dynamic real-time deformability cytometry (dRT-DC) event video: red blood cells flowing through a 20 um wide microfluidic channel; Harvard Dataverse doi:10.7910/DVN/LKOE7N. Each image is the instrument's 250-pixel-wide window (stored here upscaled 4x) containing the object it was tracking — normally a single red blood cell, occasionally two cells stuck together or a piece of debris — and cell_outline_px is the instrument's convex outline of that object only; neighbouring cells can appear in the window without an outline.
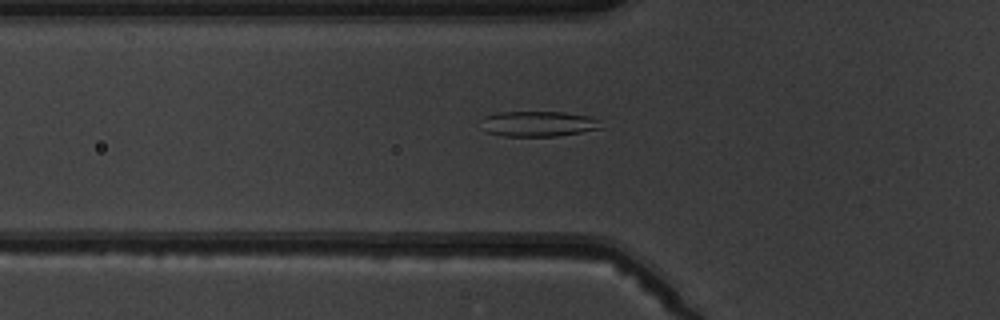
{"species": "common noctule bat (a hibernating species)", "species_latin": "Nyctalus noctula", "temperature_condition": "warm", "stored_images_in_passage": 5, "camera_frame_rate_fps": 3000, "um_per_image_px": 0.085, "animal": {"sex": "male", "body_mass_g": 19.5, "forearm_length_mm": 54.6}, "frame": {"image": 1, "passage_image": 5, "time_ms": 4.667, "image_size_px": [1000, 320], "cell_outline_px": [[600, 128], [580, 132], [556, 136], [504, 136], [484, 132], [484, 116], [496, 112], [564, 112], [588, 116], [600, 120]], "centroid_in_image_um": [45.73, 10.52], "position_along_channel_um": 80.1, "area_um2": 17.57}}